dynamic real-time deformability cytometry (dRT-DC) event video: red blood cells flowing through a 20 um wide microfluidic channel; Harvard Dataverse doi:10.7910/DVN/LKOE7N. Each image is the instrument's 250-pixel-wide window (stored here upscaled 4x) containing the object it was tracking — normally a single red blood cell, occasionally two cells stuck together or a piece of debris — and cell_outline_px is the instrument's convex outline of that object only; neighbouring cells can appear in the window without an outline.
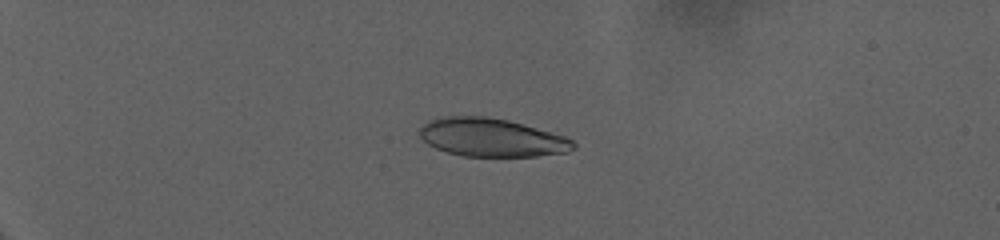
{"species": "human", "species_latin": "Homo sapiens", "temperature_condition": "warm", "stored_images_in_passage": 60, "camera_frame_rate_fps": 3000, "um_per_image_px": 0.085, "donor": {"sex": "female"}, "frame": {"image": 1, "passage_image": 2, "time_ms": 0.333, "image_size_px": [1000, 240], "cell_outline_px": [[576, 148], [568, 152], [536, 156], [464, 156], [448, 152], [436, 148], [428, 144], [420, 136], [420, 128], [428, 120], [444, 116], [484, 116], [508, 120], [524, 124], [564, 136], [572, 140], [576, 144]], "centroid_in_image_um": [41.8, 11.68], "position_along_channel_um": 43.2, "area_um2": 34.22}}
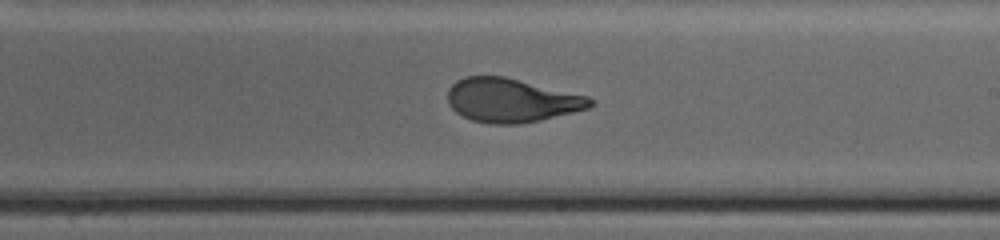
{"frame": {"image": 2, "passage_image": 33, "time_ms": 10.667, "image_size_px": [1000, 240], "cell_outline_px": [[596, 104], [588, 108], [540, 120], [516, 124], [492, 124], [472, 120], [456, 112], [448, 104], [448, 88], [456, 80], [464, 76], [504, 76], [588, 96]], "centroid_in_image_um": [43.45, 8.52], "position_along_channel_um": 245.6, "area_um2": 36.3}}
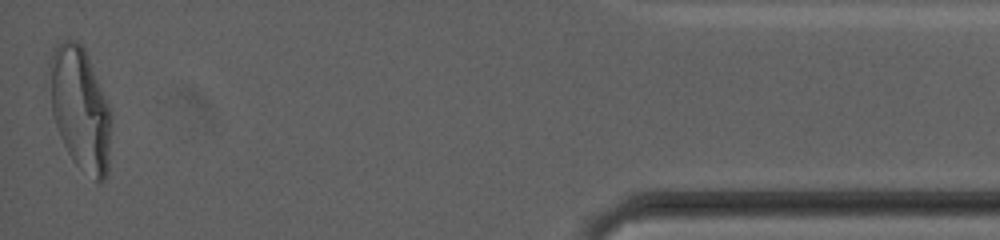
{"frame": {"image": 3, "passage_image": 60, "time_ms": 19.667, "image_size_px": [1000, 240], "cell_outline_px": [[112, 120], [108, 176], [100, 184], [76, 164], [72, 160], [60, 136], [52, 112], [48, 64], [52, 48], [56, 44], [64, 40], [76, 40], [84, 48], [88, 56], [108, 104], [112, 116]], "centroid_in_image_um": [6.83, 9.24], "position_along_channel_um": 428.4, "area_um2": 44.45}, "authors_computed_cell_mechanics": {"area_um2": 36.9053, "velocity_mm_per_s": 2.6878, "shape_relaxation_time_tau1_ms": 8.5409, "shape_relaxation_time_tau2_ms": 1.1045, "deformation_change_tau1": 0.2741, "deformation_change_tau2": 0.0743}}